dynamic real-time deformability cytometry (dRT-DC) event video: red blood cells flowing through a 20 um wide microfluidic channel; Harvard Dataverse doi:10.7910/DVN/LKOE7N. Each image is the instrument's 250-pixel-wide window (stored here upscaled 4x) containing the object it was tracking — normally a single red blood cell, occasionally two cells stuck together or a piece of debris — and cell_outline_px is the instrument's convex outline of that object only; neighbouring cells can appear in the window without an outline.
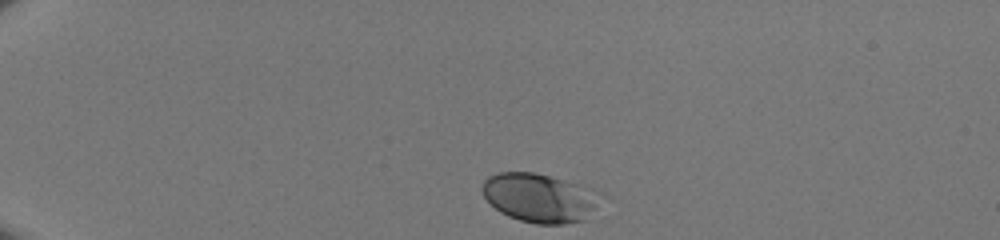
{"species": "human", "species_latin": "Homo sapiens", "temperature_condition": "room temperature", "stored_images_in_passage": 33, "camera_frame_rate_fps": 3000, "um_per_image_px": 0.085, "donor": {"sex": "male"}, "frame": {"image": 1, "passage_image": 1, "time_ms": 0.0, "image_size_px": [1000, 240], "cell_outline_px": [[592, 208], [588, 220], [564, 224], [536, 224], [520, 220], [508, 216], [500, 212], [484, 196], [480, 188], [484, 180], [488, 176], [500, 172], [532, 172], [548, 176], [576, 184], [592, 200]], "centroid_in_image_um": [45.64, 16.84], "position_along_channel_um": 39.4, "area_um2": 32.02}}
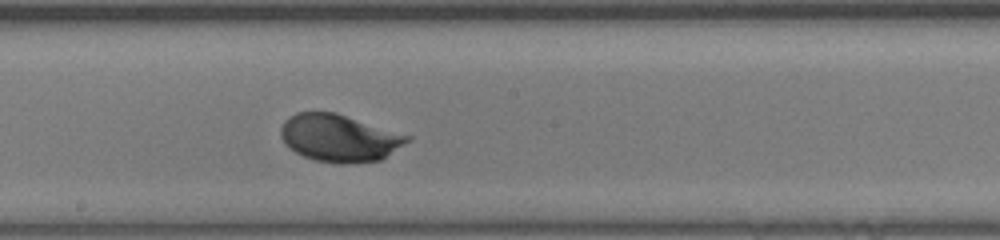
{"frame": {"image": 2, "passage_image": 19, "time_ms": 6.0, "image_size_px": [1000, 240], "cell_outline_px": [[412, 140], [380, 160], [352, 164], [340, 164], [316, 160], [304, 156], [288, 148], [284, 144], [280, 136], [280, 128], [284, 120], [288, 116], [296, 112], [336, 112], [412, 136]], "centroid_in_image_um": [28.83, 11.73], "position_along_channel_um": 219.4, "area_um2": 35.26}}
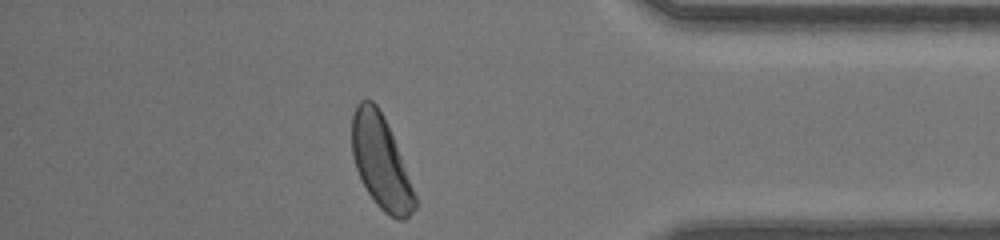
{"frame": {"image": 3, "passage_image": 33, "time_ms": 10.667, "image_size_px": [1000, 240], "cell_outline_px": [[416, 208], [404, 220], [396, 220], [384, 212], [376, 204], [368, 192], [356, 168], [352, 156], [352, 116], [356, 104], [360, 100], [372, 100], [376, 104], [392, 136], [416, 196]], "centroid_in_image_um": [32.35, 13.8], "position_along_channel_um": 402.8, "area_um2": 33.35}}